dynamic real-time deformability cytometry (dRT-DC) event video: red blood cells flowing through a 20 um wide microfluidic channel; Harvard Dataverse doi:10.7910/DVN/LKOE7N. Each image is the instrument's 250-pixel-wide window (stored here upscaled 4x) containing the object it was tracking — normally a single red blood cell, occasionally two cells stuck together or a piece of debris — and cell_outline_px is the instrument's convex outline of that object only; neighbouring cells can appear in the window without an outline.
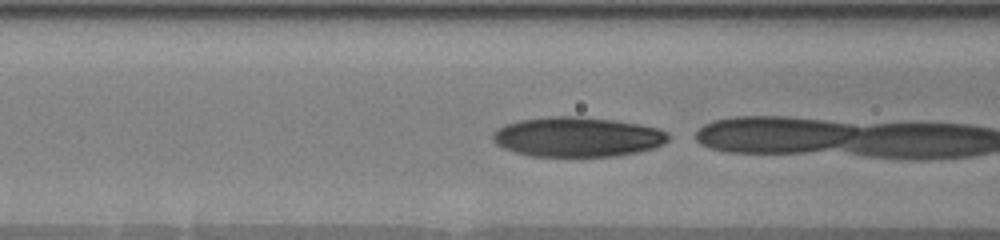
{"species": "human", "species_latin": "Homo sapiens", "temperature_condition": "warm", "stored_images_in_passage": 20, "camera_frame_rate_fps": 3000, "um_per_image_px": 0.085, "donor": {"sex": "male"}, "frame": {"image": 1, "passage_image": 13, "time_ms": 4.333, "image_size_px": [1000, 240], "cell_outline_px": [[668, 140], [664, 144], [656, 148], [616, 156], [532, 156], [516, 152], [504, 148], [496, 144], [492, 140], [492, 132], [496, 128], [504, 124], [520, 120], [548, 116], [580, 116], [612, 120], [640, 124], [660, 128], [668, 132]], "centroid_in_image_um": [49.07, 11.63], "position_along_channel_um": 117.5, "area_um2": 40.98}}